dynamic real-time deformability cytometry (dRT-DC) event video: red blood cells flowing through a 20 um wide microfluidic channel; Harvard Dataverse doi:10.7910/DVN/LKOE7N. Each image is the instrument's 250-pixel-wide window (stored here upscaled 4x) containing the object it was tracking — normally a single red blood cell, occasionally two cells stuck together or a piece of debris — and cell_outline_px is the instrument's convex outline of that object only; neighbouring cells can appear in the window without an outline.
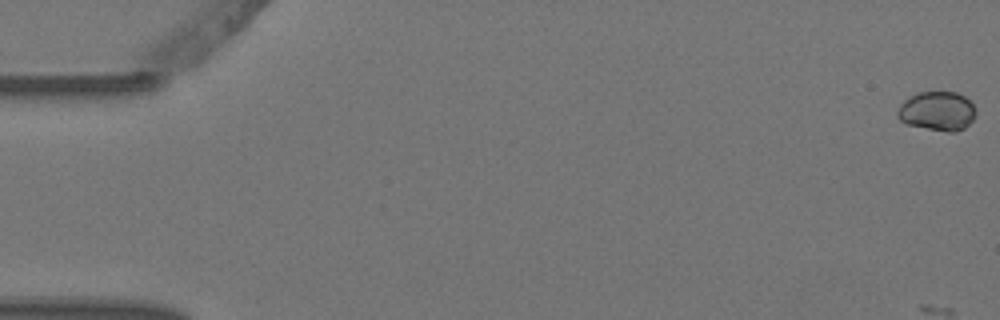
{"species": "Egyptian fruit bat (a non-hibernating species)", "species_latin": "Rousettus aegyptiacus", "temperature_condition": "warm", "stored_images_in_passage": 6, "camera_frame_rate_fps": 3000, "um_per_image_px": 0.085, "animal": {"sex": "female"}, "frame": {"image": 1, "passage_image": 1, "time_ms": 0.0, "image_size_px": [1000, 320], "cell_outline_px": [[976, 116], [964, 128], [956, 132], [948, 132], [904, 124], [896, 116], [896, 112], [900, 104], [904, 100], [920, 92], [956, 92], [964, 96], [976, 108]], "centroid_in_image_um": [79.66, 9.45], "position_along_channel_um": 5.3, "area_um2": 17.98}}